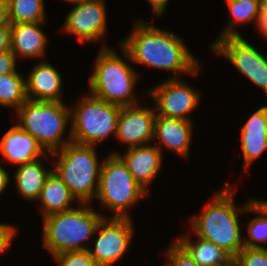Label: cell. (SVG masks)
I'll return each mask as SVG.
<instances>
[{"label": "cell", "mask_w": 267, "mask_h": 266, "mask_svg": "<svg viewBox=\"0 0 267 266\" xmlns=\"http://www.w3.org/2000/svg\"><path fill=\"white\" fill-rule=\"evenodd\" d=\"M118 43L131 62L173 72L168 78L195 77L202 69L181 36L141 19L134 20L132 31Z\"/></svg>", "instance_id": "1"}, {"label": "cell", "mask_w": 267, "mask_h": 266, "mask_svg": "<svg viewBox=\"0 0 267 266\" xmlns=\"http://www.w3.org/2000/svg\"><path fill=\"white\" fill-rule=\"evenodd\" d=\"M235 183H226L215 191L198 215L187 221L191 232L202 240L211 242L234 258L244 247L240 214L246 213L248 201L235 204Z\"/></svg>", "instance_id": "2"}, {"label": "cell", "mask_w": 267, "mask_h": 266, "mask_svg": "<svg viewBox=\"0 0 267 266\" xmlns=\"http://www.w3.org/2000/svg\"><path fill=\"white\" fill-rule=\"evenodd\" d=\"M101 44L93 61L92 75L88 78L89 94L119 106L140 104L135 96V87L141 76L131 66L128 53L118 45L123 56L121 57L117 50L104 42Z\"/></svg>", "instance_id": "3"}, {"label": "cell", "mask_w": 267, "mask_h": 266, "mask_svg": "<svg viewBox=\"0 0 267 266\" xmlns=\"http://www.w3.org/2000/svg\"><path fill=\"white\" fill-rule=\"evenodd\" d=\"M90 203H80L75 208L42 217L41 247L52 255L64 252L88 250L101 220L106 217ZM88 241V242H87ZM86 243V244H85Z\"/></svg>", "instance_id": "4"}, {"label": "cell", "mask_w": 267, "mask_h": 266, "mask_svg": "<svg viewBox=\"0 0 267 266\" xmlns=\"http://www.w3.org/2000/svg\"><path fill=\"white\" fill-rule=\"evenodd\" d=\"M50 158L55 160L54 172L80 203H91L96 198L103 162L99 160L96 146L71 141L51 152Z\"/></svg>", "instance_id": "5"}, {"label": "cell", "mask_w": 267, "mask_h": 266, "mask_svg": "<svg viewBox=\"0 0 267 266\" xmlns=\"http://www.w3.org/2000/svg\"><path fill=\"white\" fill-rule=\"evenodd\" d=\"M15 122L31 134L47 152H53L72 141L70 106L65 102H45L27 99L16 111ZM68 128L69 133H66ZM67 138H66V137ZM65 137V138H64Z\"/></svg>", "instance_id": "6"}, {"label": "cell", "mask_w": 267, "mask_h": 266, "mask_svg": "<svg viewBox=\"0 0 267 266\" xmlns=\"http://www.w3.org/2000/svg\"><path fill=\"white\" fill-rule=\"evenodd\" d=\"M145 196L149 193L135 181L123 159L108 153L100 169L97 203L110 210L112 217L132 218L131 208Z\"/></svg>", "instance_id": "7"}, {"label": "cell", "mask_w": 267, "mask_h": 266, "mask_svg": "<svg viewBox=\"0 0 267 266\" xmlns=\"http://www.w3.org/2000/svg\"><path fill=\"white\" fill-rule=\"evenodd\" d=\"M70 106L72 141L97 146L109 137L116 138L121 106L108 103L89 93Z\"/></svg>", "instance_id": "8"}, {"label": "cell", "mask_w": 267, "mask_h": 266, "mask_svg": "<svg viewBox=\"0 0 267 266\" xmlns=\"http://www.w3.org/2000/svg\"><path fill=\"white\" fill-rule=\"evenodd\" d=\"M183 78H167L159 84L143 90L159 116L193 121L190 116L200 105L199 91Z\"/></svg>", "instance_id": "9"}, {"label": "cell", "mask_w": 267, "mask_h": 266, "mask_svg": "<svg viewBox=\"0 0 267 266\" xmlns=\"http://www.w3.org/2000/svg\"><path fill=\"white\" fill-rule=\"evenodd\" d=\"M132 218L104 217L99 223L94 237V246L89 247L97 266H114L130 248L135 228ZM117 262V263H116Z\"/></svg>", "instance_id": "10"}, {"label": "cell", "mask_w": 267, "mask_h": 266, "mask_svg": "<svg viewBox=\"0 0 267 266\" xmlns=\"http://www.w3.org/2000/svg\"><path fill=\"white\" fill-rule=\"evenodd\" d=\"M210 48L218 56L229 60L241 74L267 94L265 53L259 51L242 35L219 38Z\"/></svg>", "instance_id": "11"}, {"label": "cell", "mask_w": 267, "mask_h": 266, "mask_svg": "<svg viewBox=\"0 0 267 266\" xmlns=\"http://www.w3.org/2000/svg\"><path fill=\"white\" fill-rule=\"evenodd\" d=\"M107 19L104 0H82L69 10L60 29L63 34L74 35L82 44L97 43L108 33Z\"/></svg>", "instance_id": "12"}, {"label": "cell", "mask_w": 267, "mask_h": 266, "mask_svg": "<svg viewBox=\"0 0 267 266\" xmlns=\"http://www.w3.org/2000/svg\"><path fill=\"white\" fill-rule=\"evenodd\" d=\"M142 105L121 106L116 139L127 148L153 143L157 114L154 106Z\"/></svg>", "instance_id": "13"}, {"label": "cell", "mask_w": 267, "mask_h": 266, "mask_svg": "<svg viewBox=\"0 0 267 266\" xmlns=\"http://www.w3.org/2000/svg\"><path fill=\"white\" fill-rule=\"evenodd\" d=\"M194 125V121L156 115L153 143L162 153L167 149L189 160Z\"/></svg>", "instance_id": "14"}, {"label": "cell", "mask_w": 267, "mask_h": 266, "mask_svg": "<svg viewBox=\"0 0 267 266\" xmlns=\"http://www.w3.org/2000/svg\"><path fill=\"white\" fill-rule=\"evenodd\" d=\"M124 149L125 152L111 153L118 154L123 159L135 181L149 193V186L163 168L162 151L154 143Z\"/></svg>", "instance_id": "15"}, {"label": "cell", "mask_w": 267, "mask_h": 266, "mask_svg": "<svg viewBox=\"0 0 267 266\" xmlns=\"http://www.w3.org/2000/svg\"><path fill=\"white\" fill-rule=\"evenodd\" d=\"M63 76L54 64L40 60L25 77L26 95L29 100L63 102Z\"/></svg>", "instance_id": "16"}, {"label": "cell", "mask_w": 267, "mask_h": 266, "mask_svg": "<svg viewBox=\"0 0 267 266\" xmlns=\"http://www.w3.org/2000/svg\"><path fill=\"white\" fill-rule=\"evenodd\" d=\"M0 153L5 163L17 166L41 157L50 159L49 156L51 155L31 134L25 132L16 123L2 136Z\"/></svg>", "instance_id": "17"}, {"label": "cell", "mask_w": 267, "mask_h": 266, "mask_svg": "<svg viewBox=\"0 0 267 266\" xmlns=\"http://www.w3.org/2000/svg\"><path fill=\"white\" fill-rule=\"evenodd\" d=\"M244 171L267 149V105L257 108L240 129Z\"/></svg>", "instance_id": "18"}, {"label": "cell", "mask_w": 267, "mask_h": 266, "mask_svg": "<svg viewBox=\"0 0 267 266\" xmlns=\"http://www.w3.org/2000/svg\"><path fill=\"white\" fill-rule=\"evenodd\" d=\"M45 22L11 24L10 50L21 59H40L46 56L48 36L43 31Z\"/></svg>", "instance_id": "19"}, {"label": "cell", "mask_w": 267, "mask_h": 266, "mask_svg": "<svg viewBox=\"0 0 267 266\" xmlns=\"http://www.w3.org/2000/svg\"><path fill=\"white\" fill-rule=\"evenodd\" d=\"M43 217L54 213H61L75 208L80 202L72 194L68 186L54 172L46 177L43 189L37 199ZM74 203V204H73Z\"/></svg>", "instance_id": "20"}, {"label": "cell", "mask_w": 267, "mask_h": 266, "mask_svg": "<svg viewBox=\"0 0 267 266\" xmlns=\"http://www.w3.org/2000/svg\"><path fill=\"white\" fill-rule=\"evenodd\" d=\"M45 166L43 157L17 166L13 176L11 175V179L14 178V188L21 198L37 203L45 179L53 170L52 167L47 168Z\"/></svg>", "instance_id": "21"}, {"label": "cell", "mask_w": 267, "mask_h": 266, "mask_svg": "<svg viewBox=\"0 0 267 266\" xmlns=\"http://www.w3.org/2000/svg\"><path fill=\"white\" fill-rule=\"evenodd\" d=\"M185 233L175 239L200 266H229L233 263V258L215 244L198 237L195 239V236L191 239L192 236Z\"/></svg>", "instance_id": "22"}, {"label": "cell", "mask_w": 267, "mask_h": 266, "mask_svg": "<svg viewBox=\"0 0 267 266\" xmlns=\"http://www.w3.org/2000/svg\"><path fill=\"white\" fill-rule=\"evenodd\" d=\"M225 2L228 6L230 20H228L229 22H227L223 29H221V33L217 35L218 37L210 46H212L219 38L241 35V33L236 30V26L239 24L248 25L253 22L256 24L255 26L258 27L263 0H225Z\"/></svg>", "instance_id": "23"}, {"label": "cell", "mask_w": 267, "mask_h": 266, "mask_svg": "<svg viewBox=\"0 0 267 266\" xmlns=\"http://www.w3.org/2000/svg\"><path fill=\"white\" fill-rule=\"evenodd\" d=\"M256 213L257 215L251 218L247 223L244 236V245L247 248H267V200L251 198L248 200L246 207L247 213ZM264 244V245H263Z\"/></svg>", "instance_id": "24"}, {"label": "cell", "mask_w": 267, "mask_h": 266, "mask_svg": "<svg viewBox=\"0 0 267 266\" xmlns=\"http://www.w3.org/2000/svg\"><path fill=\"white\" fill-rule=\"evenodd\" d=\"M25 76L20 72L0 76V106L15 111L27 100Z\"/></svg>", "instance_id": "25"}, {"label": "cell", "mask_w": 267, "mask_h": 266, "mask_svg": "<svg viewBox=\"0 0 267 266\" xmlns=\"http://www.w3.org/2000/svg\"><path fill=\"white\" fill-rule=\"evenodd\" d=\"M7 3L11 24L46 21L44 0H7Z\"/></svg>", "instance_id": "26"}, {"label": "cell", "mask_w": 267, "mask_h": 266, "mask_svg": "<svg viewBox=\"0 0 267 266\" xmlns=\"http://www.w3.org/2000/svg\"><path fill=\"white\" fill-rule=\"evenodd\" d=\"M162 253L164 266H200L191 255L175 240Z\"/></svg>", "instance_id": "27"}, {"label": "cell", "mask_w": 267, "mask_h": 266, "mask_svg": "<svg viewBox=\"0 0 267 266\" xmlns=\"http://www.w3.org/2000/svg\"><path fill=\"white\" fill-rule=\"evenodd\" d=\"M236 266H267V248L244 247L234 258Z\"/></svg>", "instance_id": "28"}, {"label": "cell", "mask_w": 267, "mask_h": 266, "mask_svg": "<svg viewBox=\"0 0 267 266\" xmlns=\"http://www.w3.org/2000/svg\"><path fill=\"white\" fill-rule=\"evenodd\" d=\"M53 259L58 266H97L89 250L64 252Z\"/></svg>", "instance_id": "29"}, {"label": "cell", "mask_w": 267, "mask_h": 266, "mask_svg": "<svg viewBox=\"0 0 267 266\" xmlns=\"http://www.w3.org/2000/svg\"><path fill=\"white\" fill-rule=\"evenodd\" d=\"M18 228L10 223L0 222V255L10 249L12 242L17 234Z\"/></svg>", "instance_id": "30"}, {"label": "cell", "mask_w": 267, "mask_h": 266, "mask_svg": "<svg viewBox=\"0 0 267 266\" xmlns=\"http://www.w3.org/2000/svg\"><path fill=\"white\" fill-rule=\"evenodd\" d=\"M17 62V58L11 50L0 52V76L6 73L21 72L16 69Z\"/></svg>", "instance_id": "31"}, {"label": "cell", "mask_w": 267, "mask_h": 266, "mask_svg": "<svg viewBox=\"0 0 267 266\" xmlns=\"http://www.w3.org/2000/svg\"><path fill=\"white\" fill-rule=\"evenodd\" d=\"M11 47V27H0V52L10 50Z\"/></svg>", "instance_id": "32"}, {"label": "cell", "mask_w": 267, "mask_h": 266, "mask_svg": "<svg viewBox=\"0 0 267 266\" xmlns=\"http://www.w3.org/2000/svg\"><path fill=\"white\" fill-rule=\"evenodd\" d=\"M256 29L260 32L259 34H262L265 38H267V0H263L261 17Z\"/></svg>", "instance_id": "33"}, {"label": "cell", "mask_w": 267, "mask_h": 266, "mask_svg": "<svg viewBox=\"0 0 267 266\" xmlns=\"http://www.w3.org/2000/svg\"><path fill=\"white\" fill-rule=\"evenodd\" d=\"M155 16L162 17L165 14L169 0H148Z\"/></svg>", "instance_id": "34"}, {"label": "cell", "mask_w": 267, "mask_h": 266, "mask_svg": "<svg viewBox=\"0 0 267 266\" xmlns=\"http://www.w3.org/2000/svg\"><path fill=\"white\" fill-rule=\"evenodd\" d=\"M2 162L4 163V161H0V195L8 189L9 184L11 183L10 172L3 168V165L1 164Z\"/></svg>", "instance_id": "35"}, {"label": "cell", "mask_w": 267, "mask_h": 266, "mask_svg": "<svg viewBox=\"0 0 267 266\" xmlns=\"http://www.w3.org/2000/svg\"><path fill=\"white\" fill-rule=\"evenodd\" d=\"M10 25L7 0H0V27Z\"/></svg>", "instance_id": "36"}, {"label": "cell", "mask_w": 267, "mask_h": 266, "mask_svg": "<svg viewBox=\"0 0 267 266\" xmlns=\"http://www.w3.org/2000/svg\"><path fill=\"white\" fill-rule=\"evenodd\" d=\"M64 1L68 2L69 4L71 3V4L75 5L76 3H78L82 0H64Z\"/></svg>", "instance_id": "37"}]
</instances>
